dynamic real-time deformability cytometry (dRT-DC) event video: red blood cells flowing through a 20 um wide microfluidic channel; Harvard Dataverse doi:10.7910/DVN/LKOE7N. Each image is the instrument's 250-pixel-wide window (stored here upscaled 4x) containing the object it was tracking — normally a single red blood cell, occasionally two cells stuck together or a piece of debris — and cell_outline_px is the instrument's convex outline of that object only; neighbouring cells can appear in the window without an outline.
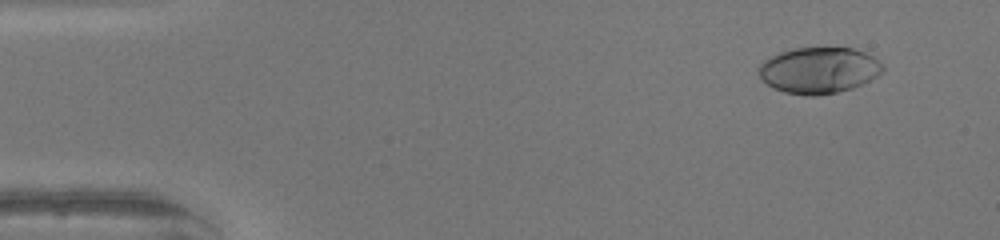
{"species": "human", "species_latin": "Homo sapiens", "temperature_condition": "warm", "stored_images_in_passage": 48, "camera_frame_rate_fps": 3000, "um_per_image_px": 0.085, "donor": {"sex": "female"}, "frame": {"image": 1, "passage_image": 4, "time_ms": 1.0, "image_size_px": [1000, 240], "cell_outline_px": [[884, 72], [852, 88], [836, 92], [816, 96], [804, 96], [784, 92], [768, 84], [760, 76], [756, 68], [764, 60], [780, 52], [792, 48], [852, 48], [864, 52], [872, 56], [884, 64]], "centroid_in_image_um": [69.6, 5.97], "position_along_channel_um": 15.4, "area_um2": 33.29}}
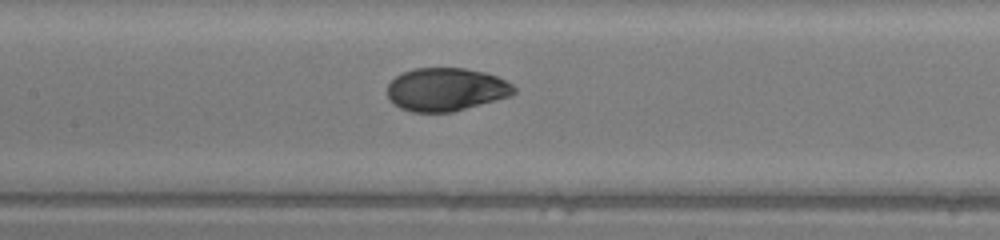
{"frame": {"image": 2, "passage_image": 23, "time_ms": 7.333, "image_size_px": [1000, 240], "cell_outline_px": [[516, 92], [512, 96], [452, 112], [412, 112], [400, 108], [392, 104], [388, 96], [388, 84], [400, 72], [412, 68], [464, 68], [488, 72], [512, 84], [516, 88]], "centroid_in_image_um": [37.91, 7.6], "position_along_channel_um": 169.5, "area_um2": 32.19}}
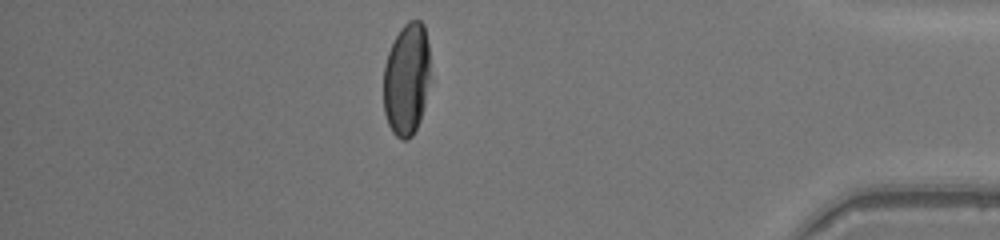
{"frame": {"image": 3, "passage_image": 42, "time_ms": 13.667, "image_size_px": [1000, 240], "cell_outline_px": [[428, 80], [424, 104], [420, 120], [412, 136], [408, 140], [400, 140], [392, 132], [388, 124], [384, 112], [384, 64], [388, 52], [400, 28], [408, 20], [420, 20], [424, 24], [428, 44]], "centroid_in_image_um": [34.53, 6.74], "position_along_channel_um": 400.7, "area_um2": 30.46}, "authors_computed_cell_mechanics": {"area_um2": 32.5992, "velocity_mm_per_s": 4.2984, "shape_relaxation_time_tau1_ms": 3.274, "shape_relaxation_time_tau2_ms": null, "deformation_change_tau1": 0.1875, "deformation_change_tau2": null}}